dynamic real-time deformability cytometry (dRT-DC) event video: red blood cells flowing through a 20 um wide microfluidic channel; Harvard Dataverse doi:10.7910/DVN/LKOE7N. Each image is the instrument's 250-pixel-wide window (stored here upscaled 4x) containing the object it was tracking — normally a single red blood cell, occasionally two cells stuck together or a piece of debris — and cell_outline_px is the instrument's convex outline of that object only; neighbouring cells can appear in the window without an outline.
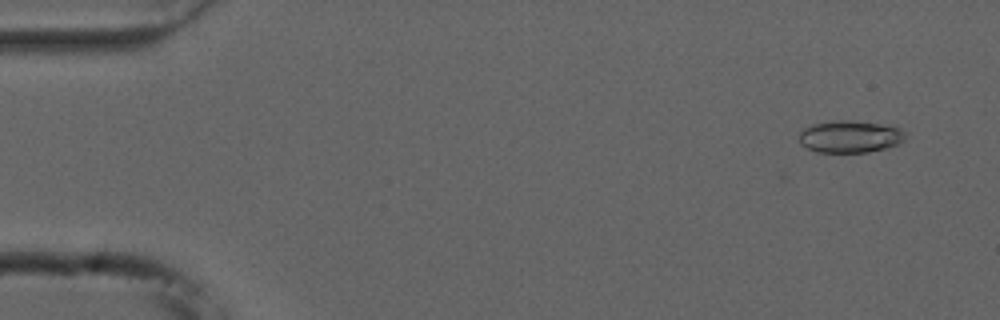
{"species": "common noctule bat (a hibernating species)", "species_latin": "Nyctalus noctula", "temperature_condition": "cold", "stored_images_in_passage": 55, "camera_frame_rate_fps": 3000, "um_per_image_px": 0.085, "animal": {"sex": "male", "forearm_length_mm": 52.5}, "frame": {"image": 1, "passage_image": 4, "time_ms": 1.0, "image_size_px": [1000, 320], "cell_outline_px": [[904, 140], [896, 144], [884, 148], [868, 152], [816, 152], [800, 144], [800, 132], [804, 128], [812, 124], [836, 120], [852, 120], [880, 124], [900, 128], [904, 132]], "centroid_in_image_um": [72.21, 11.6], "position_along_channel_um": 12.8, "area_um2": 19.71}}
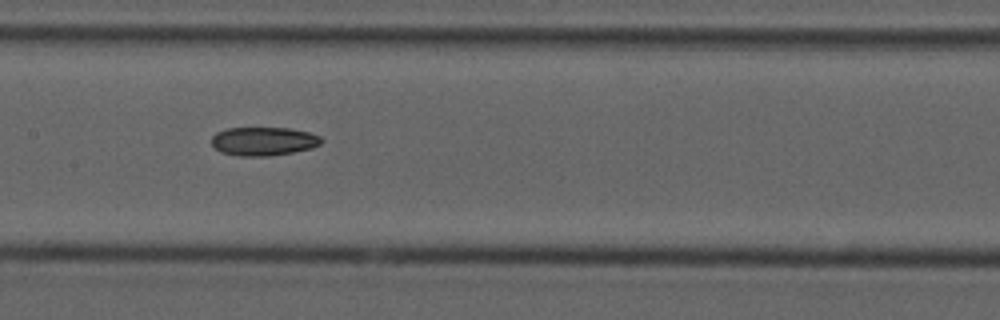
{"frame": {"image": 2, "passage_image": 27, "time_ms": 8.667, "image_size_px": [1000, 320], "cell_outline_px": [[324, 140], [320, 144], [312, 148], [292, 152], [268, 156], [236, 156], [220, 152], [212, 144], [212, 136], [216, 132], [228, 128], [288, 128], [308, 132], [320, 136]], "centroid_in_image_um": [22.39, 12.01], "position_along_channel_um": 185.0, "area_um2": 18.32}}
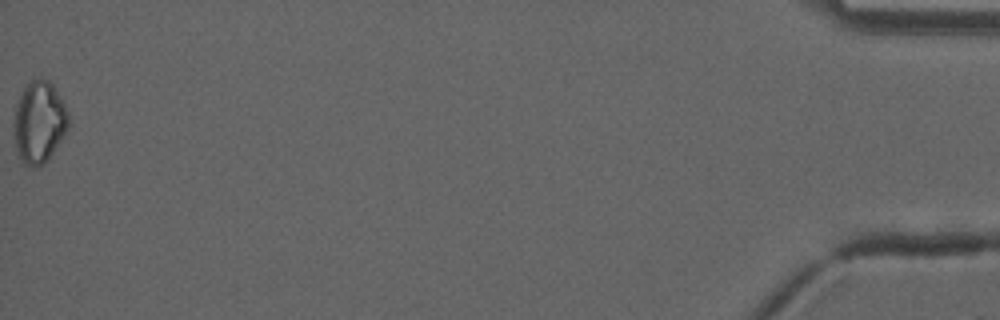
{"frame": {"image": 3, "passage_image": 55, "time_ms": 18.0, "image_size_px": [1000, 320], "cell_outline_px": [[68, 128], [64, 136], [52, 152], [36, 168], [32, 168], [24, 164], [16, 148], [16, 108], [20, 96], [24, 88], [32, 80], [40, 76], [48, 80], [52, 84], [64, 100], [68, 112]], "centroid_in_image_um": [3.38, 10.33], "position_along_channel_um": 431.8, "area_um2": 25.37}, "authors_computed_cell_mechanics": {"area_um2": 19.1318, "velocity_mm_per_s": 3.7506, "shape_relaxation_time_tau1_ms": null, "shape_relaxation_time_tau2_ms": 9.7402, "deformation_change_tau1": null, "deformation_change_tau2": 0.1565}}